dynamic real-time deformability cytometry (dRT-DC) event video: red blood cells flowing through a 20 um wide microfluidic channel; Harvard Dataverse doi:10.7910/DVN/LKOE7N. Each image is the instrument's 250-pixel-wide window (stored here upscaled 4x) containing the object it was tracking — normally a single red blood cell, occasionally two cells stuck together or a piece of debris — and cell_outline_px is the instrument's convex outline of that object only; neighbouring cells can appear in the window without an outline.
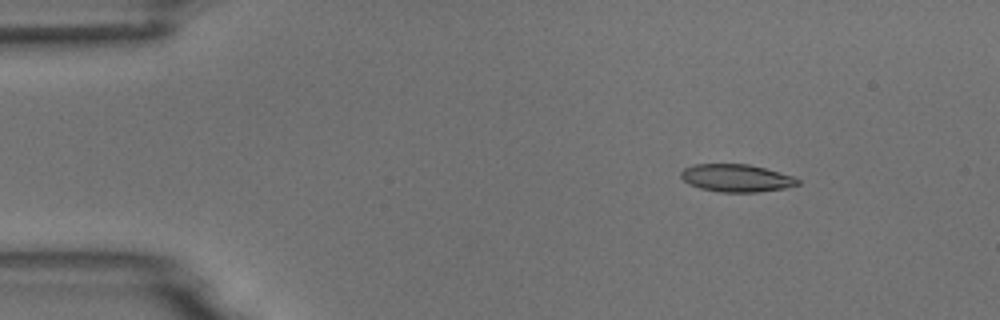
{"species": "common noctule bat (a hibernating species)", "species_latin": "Nyctalus noctula", "temperature_condition": "room temperature", "stored_images_in_passage": 5, "camera_frame_rate_fps": 3000, "um_per_image_px": 0.085, "animal": {"sex": "male", "body_mass_g": 18.8}, "frame": {"image": 1, "passage_image": 2, "time_ms": 2.0, "image_size_px": [1000, 320], "cell_outline_px": [[800, 184], [784, 188], [760, 192], [720, 192], [700, 188], [688, 184], [680, 176], [680, 172], [684, 168], [692, 164], [748, 164], [764, 168], [792, 176], [800, 180]], "centroid_in_image_um": [62.56, 15.13], "position_along_channel_um": 22.4, "area_um2": 18.79}}
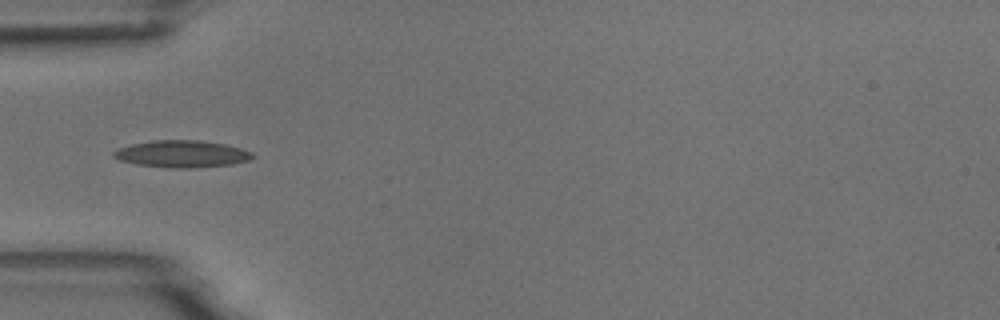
{"frame": {"image": 2, "passage_image": 5, "time_ms": 5.333, "image_size_px": [1000, 320], "cell_outline_px": [[256, 156], [248, 160], [232, 164], [188, 168], [168, 168], [136, 164], [120, 160], [112, 156], [112, 152], [116, 148], [132, 144], [152, 140], [200, 140], [224, 144], [240, 148], [252, 152]], "centroid_in_image_um": [15.42, 13.08], "position_along_channel_um": 69.6, "area_um2": 21.91}}